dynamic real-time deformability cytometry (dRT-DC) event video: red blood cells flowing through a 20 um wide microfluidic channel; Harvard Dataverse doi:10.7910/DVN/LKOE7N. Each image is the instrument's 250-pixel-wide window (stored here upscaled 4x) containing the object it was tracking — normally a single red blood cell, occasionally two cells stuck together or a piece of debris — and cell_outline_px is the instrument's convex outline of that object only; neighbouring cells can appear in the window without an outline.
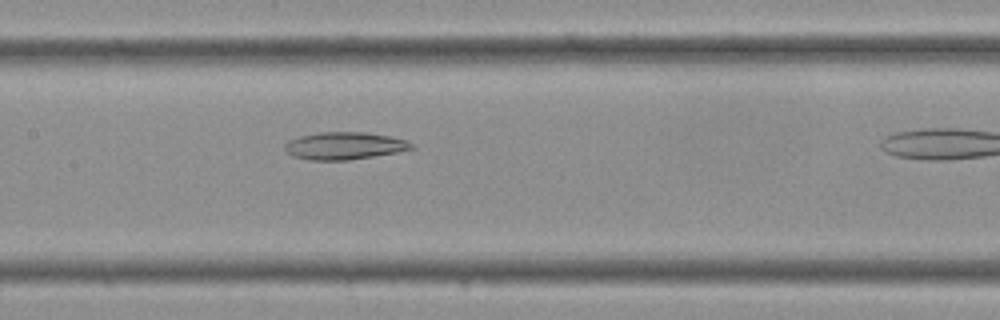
{"species": "Egyptian fruit bat (a non-hibernating species)", "species_latin": "Rousettus aegyptiacus", "temperature_condition": "cold", "stored_images_in_passage": 13, "camera_frame_rate_fps": 3000, "um_per_image_px": 0.085, "frame": {"image": 1, "passage_image": 10, "time_ms": 3.0, "image_size_px": [1000, 320], "cell_outline_px": [[416, 148], [396, 152], [348, 160], [308, 160], [292, 156], [284, 148], [284, 144], [288, 140], [300, 136], [320, 132], [364, 132], [388, 136], [408, 140]], "centroid_in_image_um": [29.25, 12.39], "position_along_channel_um": 178.1, "area_um2": 20.17}}